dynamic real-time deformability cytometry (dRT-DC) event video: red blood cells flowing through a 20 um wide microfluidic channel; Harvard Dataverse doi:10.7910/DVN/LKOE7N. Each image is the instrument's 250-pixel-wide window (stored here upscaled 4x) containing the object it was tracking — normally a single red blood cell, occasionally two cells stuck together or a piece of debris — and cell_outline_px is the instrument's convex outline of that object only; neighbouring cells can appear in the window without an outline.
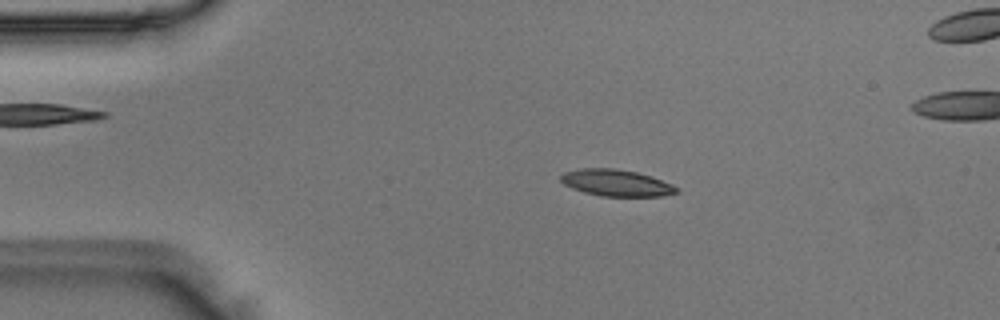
{"species": "Egyptian fruit bat (a non-hibernating species)", "species_latin": "Rousettus aegyptiacus", "temperature_condition": "room temperature", "stored_images_in_passage": 12, "camera_frame_rate_fps": 3000, "um_per_image_px": 0.085, "animal": {"sex": "male"}, "frame": {"image": 1, "passage_image": 10, "time_ms": 3.0, "image_size_px": [1000, 320], "cell_outline_px": [[680, 192], [660, 196], [600, 196], [584, 192], [572, 188], [564, 184], [560, 180], [560, 176], [564, 172], [580, 168], [616, 168], [636, 172], [652, 176], [672, 184], [680, 188]], "centroid_in_image_um": [52.4, 15.54], "position_along_channel_um": 32.6, "area_um2": 18.09}}